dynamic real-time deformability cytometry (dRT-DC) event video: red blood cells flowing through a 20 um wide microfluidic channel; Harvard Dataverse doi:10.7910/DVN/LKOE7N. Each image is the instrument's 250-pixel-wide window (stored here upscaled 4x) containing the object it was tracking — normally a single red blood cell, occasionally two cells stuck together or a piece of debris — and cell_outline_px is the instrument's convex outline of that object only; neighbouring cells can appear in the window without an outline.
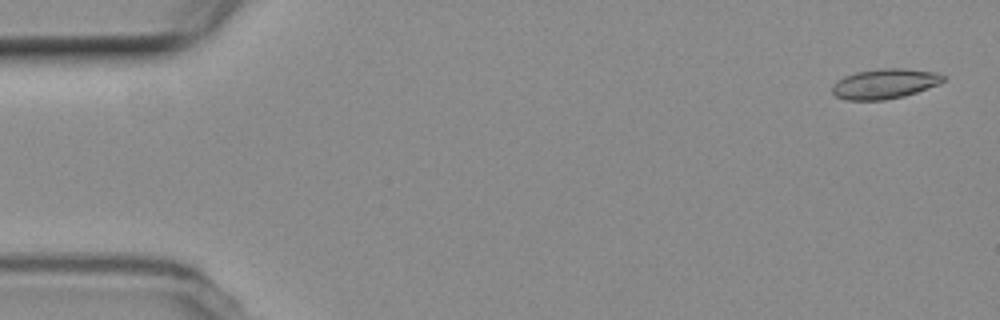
{"species": "common noctule bat (a hibernating species)", "species_latin": "Nyctalus noctula", "temperature_condition": "room temperature", "stored_images_in_passage": 5, "camera_frame_rate_fps": 3000, "um_per_image_px": 0.085, "animal": {"sex": "female", "body_mass_g": 19.3, "forearm_length_mm": 54.1}, "frame": {"image": 1, "passage_image": 1, "time_ms": 0.0, "image_size_px": [1000, 320], "cell_outline_px": [[948, 76], [940, 84], [904, 96], [884, 100], [848, 100], [836, 96], [832, 92], [832, 84], [836, 80], [844, 76], [856, 72], [880, 68], [904, 68], [936, 72]], "centroid_in_image_um": [75.21, 7.11], "position_along_channel_um": 9.8, "area_um2": 19.59}}
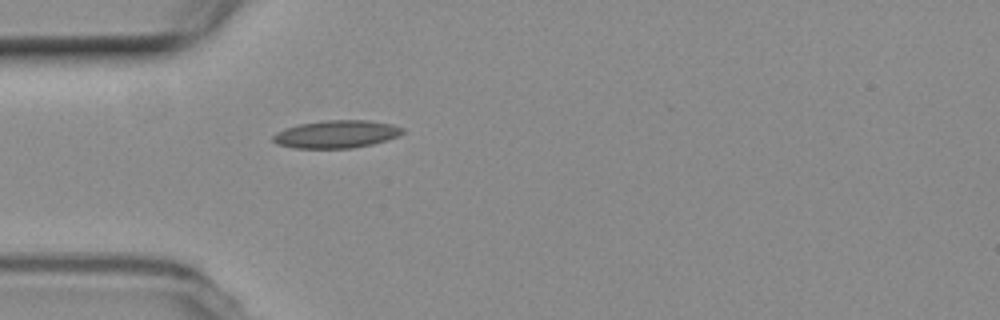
{"frame": {"image": 2, "passage_image": 5, "time_ms": 4.667, "image_size_px": [1000, 320], "cell_outline_px": [[404, 132], [388, 140], [372, 144], [352, 148], [296, 148], [276, 144], [272, 140], [272, 136], [276, 132], [284, 128], [300, 124], [328, 120], [368, 120], [392, 124], [404, 128]], "centroid_in_image_um": [28.58, 11.4], "position_along_channel_um": 56.4, "area_um2": 20.92}}